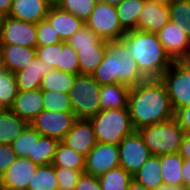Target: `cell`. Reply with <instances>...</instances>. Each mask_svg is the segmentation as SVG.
<instances>
[{
    "instance_id": "50",
    "label": "cell",
    "mask_w": 190,
    "mask_h": 190,
    "mask_svg": "<svg viewBox=\"0 0 190 190\" xmlns=\"http://www.w3.org/2000/svg\"><path fill=\"white\" fill-rule=\"evenodd\" d=\"M128 190H148L143 185L138 184L136 181H132L128 187Z\"/></svg>"
},
{
    "instance_id": "16",
    "label": "cell",
    "mask_w": 190,
    "mask_h": 190,
    "mask_svg": "<svg viewBox=\"0 0 190 190\" xmlns=\"http://www.w3.org/2000/svg\"><path fill=\"white\" fill-rule=\"evenodd\" d=\"M169 21L168 6L145 0L137 22V30L157 34Z\"/></svg>"
},
{
    "instance_id": "9",
    "label": "cell",
    "mask_w": 190,
    "mask_h": 190,
    "mask_svg": "<svg viewBox=\"0 0 190 190\" xmlns=\"http://www.w3.org/2000/svg\"><path fill=\"white\" fill-rule=\"evenodd\" d=\"M76 120L73 112L43 110L30 124L41 136L62 141Z\"/></svg>"
},
{
    "instance_id": "53",
    "label": "cell",
    "mask_w": 190,
    "mask_h": 190,
    "mask_svg": "<svg viewBox=\"0 0 190 190\" xmlns=\"http://www.w3.org/2000/svg\"><path fill=\"white\" fill-rule=\"evenodd\" d=\"M50 7H57L59 5L60 0H42Z\"/></svg>"
},
{
    "instance_id": "44",
    "label": "cell",
    "mask_w": 190,
    "mask_h": 190,
    "mask_svg": "<svg viewBox=\"0 0 190 190\" xmlns=\"http://www.w3.org/2000/svg\"><path fill=\"white\" fill-rule=\"evenodd\" d=\"M74 190H102L98 176L82 173Z\"/></svg>"
},
{
    "instance_id": "5",
    "label": "cell",
    "mask_w": 190,
    "mask_h": 190,
    "mask_svg": "<svg viewBox=\"0 0 190 190\" xmlns=\"http://www.w3.org/2000/svg\"><path fill=\"white\" fill-rule=\"evenodd\" d=\"M97 142L118 145L133 131L128 108L100 110L90 118Z\"/></svg>"
},
{
    "instance_id": "33",
    "label": "cell",
    "mask_w": 190,
    "mask_h": 190,
    "mask_svg": "<svg viewBox=\"0 0 190 190\" xmlns=\"http://www.w3.org/2000/svg\"><path fill=\"white\" fill-rule=\"evenodd\" d=\"M27 190H58L56 168L52 164L38 166Z\"/></svg>"
},
{
    "instance_id": "23",
    "label": "cell",
    "mask_w": 190,
    "mask_h": 190,
    "mask_svg": "<svg viewBox=\"0 0 190 190\" xmlns=\"http://www.w3.org/2000/svg\"><path fill=\"white\" fill-rule=\"evenodd\" d=\"M161 173L160 156L151 155L134 174L133 180L148 190H157L164 184Z\"/></svg>"
},
{
    "instance_id": "4",
    "label": "cell",
    "mask_w": 190,
    "mask_h": 190,
    "mask_svg": "<svg viewBox=\"0 0 190 190\" xmlns=\"http://www.w3.org/2000/svg\"><path fill=\"white\" fill-rule=\"evenodd\" d=\"M152 155L179 152L185 132L173 117L167 121L137 130Z\"/></svg>"
},
{
    "instance_id": "43",
    "label": "cell",
    "mask_w": 190,
    "mask_h": 190,
    "mask_svg": "<svg viewBox=\"0 0 190 190\" xmlns=\"http://www.w3.org/2000/svg\"><path fill=\"white\" fill-rule=\"evenodd\" d=\"M17 158L18 156L11 145L0 144V177Z\"/></svg>"
},
{
    "instance_id": "20",
    "label": "cell",
    "mask_w": 190,
    "mask_h": 190,
    "mask_svg": "<svg viewBox=\"0 0 190 190\" xmlns=\"http://www.w3.org/2000/svg\"><path fill=\"white\" fill-rule=\"evenodd\" d=\"M49 9L42 0H13L8 16L37 24L46 19Z\"/></svg>"
},
{
    "instance_id": "36",
    "label": "cell",
    "mask_w": 190,
    "mask_h": 190,
    "mask_svg": "<svg viewBox=\"0 0 190 190\" xmlns=\"http://www.w3.org/2000/svg\"><path fill=\"white\" fill-rule=\"evenodd\" d=\"M98 0H60L58 7L86 22Z\"/></svg>"
},
{
    "instance_id": "56",
    "label": "cell",
    "mask_w": 190,
    "mask_h": 190,
    "mask_svg": "<svg viewBox=\"0 0 190 190\" xmlns=\"http://www.w3.org/2000/svg\"><path fill=\"white\" fill-rule=\"evenodd\" d=\"M4 70L3 68V62H2V59L0 57V73Z\"/></svg>"
},
{
    "instance_id": "37",
    "label": "cell",
    "mask_w": 190,
    "mask_h": 190,
    "mask_svg": "<svg viewBox=\"0 0 190 190\" xmlns=\"http://www.w3.org/2000/svg\"><path fill=\"white\" fill-rule=\"evenodd\" d=\"M44 110L57 112H72L68 93L57 91H42Z\"/></svg>"
},
{
    "instance_id": "21",
    "label": "cell",
    "mask_w": 190,
    "mask_h": 190,
    "mask_svg": "<svg viewBox=\"0 0 190 190\" xmlns=\"http://www.w3.org/2000/svg\"><path fill=\"white\" fill-rule=\"evenodd\" d=\"M52 70V67L46 66L38 57H35L24 69L14 73L18 91L40 89L43 76Z\"/></svg>"
},
{
    "instance_id": "45",
    "label": "cell",
    "mask_w": 190,
    "mask_h": 190,
    "mask_svg": "<svg viewBox=\"0 0 190 190\" xmlns=\"http://www.w3.org/2000/svg\"><path fill=\"white\" fill-rule=\"evenodd\" d=\"M174 118L185 134H190V106L176 110L174 112Z\"/></svg>"
},
{
    "instance_id": "46",
    "label": "cell",
    "mask_w": 190,
    "mask_h": 190,
    "mask_svg": "<svg viewBox=\"0 0 190 190\" xmlns=\"http://www.w3.org/2000/svg\"><path fill=\"white\" fill-rule=\"evenodd\" d=\"M184 159L190 160V134H185L178 152Z\"/></svg>"
},
{
    "instance_id": "31",
    "label": "cell",
    "mask_w": 190,
    "mask_h": 190,
    "mask_svg": "<svg viewBox=\"0 0 190 190\" xmlns=\"http://www.w3.org/2000/svg\"><path fill=\"white\" fill-rule=\"evenodd\" d=\"M98 178L102 190H128L133 181V176L120 166L109 170Z\"/></svg>"
},
{
    "instance_id": "6",
    "label": "cell",
    "mask_w": 190,
    "mask_h": 190,
    "mask_svg": "<svg viewBox=\"0 0 190 190\" xmlns=\"http://www.w3.org/2000/svg\"><path fill=\"white\" fill-rule=\"evenodd\" d=\"M101 85L92 75H77L72 89L68 95L72 106V112L77 119H90L100 110Z\"/></svg>"
},
{
    "instance_id": "17",
    "label": "cell",
    "mask_w": 190,
    "mask_h": 190,
    "mask_svg": "<svg viewBox=\"0 0 190 190\" xmlns=\"http://www.w3.org/2000/svg\"><path fill=\"white\" fill-rule=\"evenodd\" d=\"M10 109L30 124L44 110L42 90L18 91Z\"/></svg>"
},
{
    "instance_id": "47",
    "label": "cell",
    "mask_w": 190,
    "mask_h": 190,
    "mask_svg": "<svg viewBox=\"0 0 190 190\" xmlns=\"http://www.w3.org/2000/svg\"><path fill=\"white\" fill-rule=\"evenodd\" d=\"M181 172L184 179V187L187 188L190 185V160L184 159Z\"/></svg>"
},
{
    "instance_id": "29",
    "label": "cell",
    "mask_w": 190,
    "mask_h": 190,
    "mask_svg": "<svg viewBox=\"0 0 190 190\" xmlns=\"http://www.w3.org/2000/svg\"><path fill=\"white\" fill-rule=\"evenodd\" d=\"M59 142L58 139L47 136L34 139L33 163L38 166L52 164Z\"/></svg>"
},
{
    "instance_id": "10",
    "label": "cell",
    "mask_w": 190,
    "mask_h": 190,
    "mask_svg": "<svg viewBox=\"0 0 190 190\" xmlns=\"http://www.w3.org/2000/svg\"><path fill=\"white\" fill-rule=\"evenodd\" d=\"M118 148L119 166L123 167L132 176L152 155L137 130L124 137L118 144Z\"/></svg>"
},
{
    "instance_id": "35",
    "label": "cell",
    "mask_w": 190,
    "mask_h": 190,
    "mask_svg": "<svg viewBox=\"0 0 190 190\" xmlns=\"http://www.w3.org/2000/svg\"><path fill=\"white\" fill-rule=\"evenodd\" d=\"M18 94V86L15 74L8 70L0 73V104L5 108H10Z\"/></svg>"
},
{
    "instance_id": "1",
    "label": "cell",
    "mask_w": 190,
    "mask_h": 190,
    "mask_svg": "<svg viewBox=\"0 0 190 190\" xmlns=\"http://www.w3.org/2000/svg\"><path fill=\"white\" fill-rule=\"evenodd\" d=\"M128 109L134 130L174 117L166 87L160 79H146L131 86Z\"/></svg>"
},
{
    "instance_id": "24",
    "label": "cell",
    "mask_w": 190,
    "mask_h": 190,
    "mask_svg": "<svg viewBox=\"0 0 190 190\" xmlns=\"http://www.w3.org/2000/svg\"><path fill=\"white\" fill-rule=\"evenodd\" d=\"M28 123L17 116L10 108L0 114V144L11 145L12 141L16 139Z\"/></svg>"
},
{
    "instance_id": "12",
    "label": "cell",
    "mask_w": 190,
    "mask_h": 190,
    "mask_svg": "<svg viewBox=\"0 0 190 190\" xmlns=\"http://www.w3.org/2000/svg\"><path fill=\"white\" fill-rule=\"evenodd\" d=\"M119 167L118 145L97 142L85 157L84 173L100 176Z\"/></svg>"
},
{
    "instance_id": "55",
    "label": "cell",
    "mask_w": 190,
    "mask_h": 190,
    "mask_svg": "<svg viewBox=\"0 0 190 190\" xmlns=\"http://www.w3.org/2000/svg\"><path fill=\"white\" fill-rule=\"evenodd\" d=\"M6 15L2 12H0V31H1V27L4 23V19H5Z\"/></svg>"
},
{
    "instance_id": "49",
    "label": "cell",
    "mask_w": 190,
    "mask_h": 190,
    "mask_svg": "<svg viewBox=\"0 0 190 190\" xmlns=\"http://www.w3.org/2000/svg\"><path fill=\"white\" fill-rule=\"evenodd\" d=\"M157 190H187V188L184 186H170L163 184Z\"/></svg>"
},
{
    "instance_id": "42",
    "label": "cell",
    "mask_w": 190,
    "mask_h": 190,
    "mask_svg": "<svg viewBox=\"0 0 190 190\" xmlns=\"http://www.w3.org/2000/svg\"><path fill=\"white\" fill-rule=\"evenodd\" d=\"M58 190H74L79 177L83 172L64 167H55Z\"/></svg>"
},
{
    "instance_id": "2",
    "label": "cell",
    "mask_w": 190,
    "mask_h": 190,
    "mask_svg": "<svg viewBox=\"0 0 190 190\" xmlns=\"http://www.w3.org/2000/svg\"><path fill=\"white\" fill-rule=\"evenodd\" d=\"M120 41L136 60L138 69L146 79H160L173 63L155 33L130 30Z\"/></svg>"
},
{
    "instance_id": "11",
    "label": "cell",
    "mask_w": 190,
    "mask_h": 190,
    "mask_svg": "<svg viewBox=\"0 0 190 190\" xmlns=\"http://www.w3.org/2000/svg\"><path fill=\"white\" fill-rule=\"evenodd\" d=\"M0 45H20L36 48V24L6 16L0 31Z\"/></svg>"
},
{
    "instance_id": "32",
    "label": "cell",
    "mask_w": 190,
    "mask_h": 190,
    "mask_svg": "<svg viewBox=\"0 0 190 190\" xmlns=\"http://www.w3.org/2000/svg\"><path fill=\"white\" fill-rule=\"evenodd\" d=\"M41 135L28 124L23 132L12 141L11 147L18 157L27 158L33 163L34 139H39Z\"/></svg>"
},
{
    "instance_id": "27",
    "label": "cell",
    "mask_w": 190,
    "mask_h": 190,
    "mask_svg": "<svg viewBox=\"0 0 190 190\" xmlns=\"http://www.w3.org/2000/svg\"><path fill=\"white\" fill-rule=\"evenodd\" d=\"M52 165L54 167H64L84 173L85 156L60 141L57 146Z\"/></svg>"
},
{
    "instance_id": "13",
    "label": "cell",
    "mask_w": 190,
    "mask_h": 190,
    "mask_svg": "<svg viewBox=\"0 0 190 190\" xmlns=\"http://www.w3.org/2000/svg\"><path fill=\"white\" fill-rule=\"evenodd\" d=\"M157 36L172 61H180L190 53V37L183 32L180 22L170 20Z\"/></svg>"
},
{
    "instance_id": "8",
    "label": "cell",
    "mask_w": 190,
    "mask_h": 190,
    "mask_svg": "<svg viewBox=\"0 0 190 190\" xmlns=\"http://www.w3.org/2000/svg\"><path fill=\"white\" fill-rule=\"evenodd\" d=\"M85 24L102 40L118 41L126 31L119 23L116 6L98 1Z\"/></svg>"
},
{
    "instance_id": "40",
    "label": "cell",
    "mask_w": 190,
    "mask_h": 190,
    "mask_svg": "<svg viewBox=\"0 0 190 190\" xmlns=\"http://www.w3.org/2000/svg\"><path fill=\"white\" fill-rule=\"evenodd\" d=\"M36 57L46 66L57 69L60 66V52H62V42L47 46L36 47Z\"/></svg>"
},
{
    "instance_id": "41",
    "label": "cell",
    "mask_w": 190,
    "mask_h": 190,
    "mask_svg": "<svg viewBox=\"0 0 190 190\" xmlns=\"http://www.w3.org/2000/svg\"><path fill=\"white\" fill-rule=\"evenodd\" d=\"M37 47L57 44L62 42L58 34L52 28L47 19L41 20L36 24Z\"/></svg>"
},
{
    "instance_id": "54",
    "label": "cell",
    "mask_w": 190,
    "mask_h": 190,
    "mask_svg": "<svg viewBox=\"0 0 190 190\" xmlns=\"http://www.w3.org/2000/svg\"><path fill=\"white\" fill-rule=\"evenodd\" d=\"M98 1L112 5V6H117L122 0H98Z\"/></svg>"
},
{
    "instance_id": "51",
    "label": "cell",
    "mask_w": 190,
    "mask_h": 190,
    "mask_svg": "<svg viewBox=\"0 0 190 190\" xmlns=\"http://www.w3.org/2000/svg\"><path fill=\"white\" fill-rule=\"evenodd\" d=\"M180 62H181L186 68H188V69L190 70V53H189L187 56L183 57V58L180 60Z\"/></svg>"
},
{
    "instance_id": "3",
    "label": "cell",
    "mask_w": 190,
    "mask_h": 190,
    "mask_svg": "<svg viewBox=\"0 0 190 190\" xmlns=\"http://www.w3.org/2000/svg\"><path fill=\"white\" fill-rule=\"evenodd\" d=\"M92 77L100 85L123 83L130 87L146 80L120 40L106 41L104 58Z\"/></svg>"
},
{
    "instance_id": "38",
    "label": "cell",
    "mask_w": 190,
    "mask_h": 190,
    "mask_svg": "<svg viewBox=\"0 0 190 190\" xmlns=\"http://www.w3.org/2000/svg\"><path fill=\"white\" fill-rule=\"evenodd\" d=\"M168 8L170 20L180 22L183 32L190 37V0H177Z\"/></svg>"
},
{
    "instance_id": "39",
    "label": "cell",
    "mask_w": 190,
    "mask_h": 190,
    "mask_svg": "<svg viewBox=\"0 0 190 190\" xmlns=\"http://www.w3.org/2000/svg\"><path fill=\"white\" fill-rule=\"evenodd\" d=\"M57 70L79 75V60L75 51L67 42L62 41V52H60V66Z\"/></svg>"
},
{
    "instance_id": "18",
    "label": "cell",
    "mask_w": 190,
    "mask_h": 190,
    "mask_svg": "<svg viewBox=\"0 0 190 190\" xmlns=\"http://www.w3.org/2000/svg\"><path fill=\"white\" fill-rule=\"evenodd\" d=\"M46 19L60 39L65 42L85 25V22L58 6L50 7Z\"/></svg>"
},
{
    "instance_id": "15",
    "label": "cell",
    "mask_w": 190,
    "mask_h": 190,
    "mask_svg": "<svg viewBox=\"0 0 190 190\" xmlns=\"http://www.w3.org/2000/svg\"><path fill=\"white\" fill-rule=\"evenodd\" d=\"M62 142L86 157L97 143L90 119H77Z\"/></svg>"
},
{
    "instance_id": "26",
    "label": "cell",
    "mask_w": 190,
    "mask_h": 190,
    "mask_svg": "<svg viewBox=\"0 0 190 190\" xmlns=\"http://www.w3.org/2000/svg\"><path fill=\"white\" fill-rule=\"evenodd\" d=\"M144 3L145 0H122L116 6L119 23L126 32L137 30V22Z\"/></svg>"
},
{
    "instance_id": "19",
    "label": "cell",
    "mask_w": 190,
    "mask_h": 190,
    "mask_svg": "<svg viewBox=\"0 0 190 190\" xmlns=\"http://www.w3.org/2000/svg\"><path fill=\"white\" fill-rule=\"evenodd\" d=\"M0 57L4 70L16 73L31 63L36 57V49L20 45H0Z\"/></svg>"
},
{
    "instance_id": "25",
    "label": "cell",
    "mask_w": 190,
    "mask_h": 190,
    "mask_svg": "<svg viewBox=\"0 0 190 190\" xmlns=\"http://www.w3.org/2000/svg\"><path fill=\"white\" fill-rule=\"evenodd\" d=\"M184 158L177 152L160 155L163 183L170 186H184L182 164Z\"/></svg>"
},
{
    "instance_id": "48",
    "label": "cell",
    "mask_w": 190,
    "mask_h": 190,
    "mask_svg": "<svg viewBox=\"0 0 190 190\" xmlns=\"http://www.w3.org/2000/svg\"><path fill=\"white\" fill-rule=\"evenodd\" d=\"M13 0H0V12L8 16Z\"/></svg>"
},
{
    "instance_id": "30",
    "label": "cell",
    "mask_w": 190,
    "mask_h": 190,
    "mask_svg": "<svg viewBox=\"0 0 190 190\" xmlns=\"http://www.w3.org/2000/svg\"><path fill=\"white\" fill-rule=\"evenodd\" d=\"M105 51L106 47L79 48V51H77L79 60V75H92L101 64Z\"/></svg>"
},
{
    "instance_id": "14",
    "label": "cell",
    "mask_w": 190,
    "mask_h": 190,
    "mask_svg": "<svg viewBox=\"0 0 190 190\" xmlns=\"http://www.w3.org/2000/svg\"><path fill=\"white\" fill-rule=\"evenodd\" d=\"M38 168L27 158L18 157L0 177L3 190H27Z\"/></svg>"
},
{
    "instance_id": "34",
    "label": "cell",
    "mask_w": 190,
    "mask_h": 190,
    "mask_svg": "<svg viewBox=\"0 0 190 190\" xmlns=\"http://www.w3.org/2000/svg\"><path fill=\"white\" fill-rule=\"evenodd\" d=\"M67 43L75 50L86 47H106V41L102 40L86 24L72 35Z\"/></svg>"
},
{
    "instance_id": "28",
    "label": "cell",
    "mask_w": 190,
    "mask_h": 190,
    "mask_svg": "<svg viewBox=\"0 0 190 190\" xmlns=\"http://www.w3.org/2000/svg\"><path fill=\"white\" fill-rule=\"evenodd\" d=\"M77 75L53 69L43 76L40 89L42 91H57L69 93Z\"/></svg>"
},
{
    "instance_id": "7",
    "label": "cell",
    "mask_w": 190,
    "mask_h": 190,
    "mask_svg": "<svg viewBox=\"0 0 190 190\" xmlns=\"http://www.w3.org/2000/svg\"><path fill=\"white\" fill-rule=\"evenodd\" d=\"M174 112L190 106V70L180 61H173L161 75Z\"/></svg>"
},
{
    "instance_id": "22",
    "label": "cell",
    "mask_w": 190,
    "mask_h": 190,
    "mask_svg": "<svg viewBox=\"0 0 190 190\" xmlns=\"http://www.w3.org/2000/svg\"><path fill=\"white\" fill-rule=\"evenodd\" d=\"M129 91L130 86L123 83L101 85V110L128 108Z\"/></svg>"
},
{
    "instance_id": "52",
    "label": "cell",
    "mask_w": 190,
    "mask_h": 190,
    "mask_svg": "<svg viewBox=\"0 0 190 190\" xmlns=\"http://www.w3.org/2000/svg\"><path fill=\"white\" fill-rule=\"evenodd\" d=\"M151 1L157 2V3L165 5V6H170L177 0H151Z\"/></svg>"
},
{
    "instance_id": "57",
    "label": "cell",
    "mask_w": 190,
    "mask_h": 190,
    "mask_svg": "<svg viewBox=\"0 0 190 190\" xmlns=\"http://www.w3.org/2000/svg\"><path fill=\"white\" fill-rule=\"evenodd\" d=\"M4 110H5V107H4L2 104H0V114H1Z\"/></svg>"
}]
</instances>
